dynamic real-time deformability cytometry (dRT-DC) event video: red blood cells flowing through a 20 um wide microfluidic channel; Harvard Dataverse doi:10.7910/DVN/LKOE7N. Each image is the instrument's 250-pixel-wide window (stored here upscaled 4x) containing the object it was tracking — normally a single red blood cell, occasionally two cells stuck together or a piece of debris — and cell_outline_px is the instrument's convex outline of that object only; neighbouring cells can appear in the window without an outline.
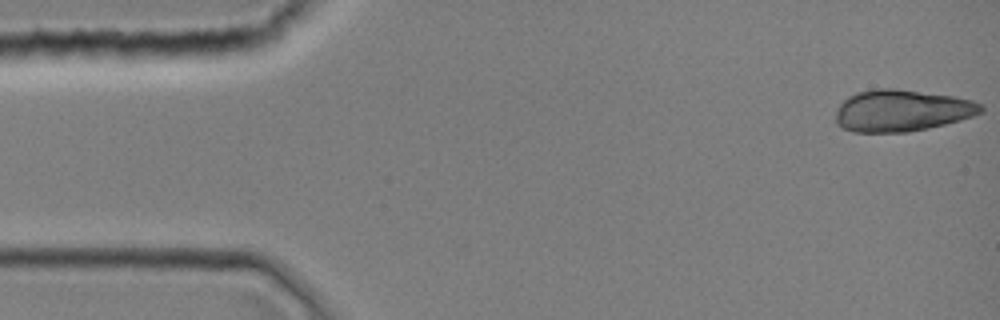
{"species": "common noctule bat (a hibernating species)", "species_latin": "Nyctalus noctula", "temperature_condition": "room temperature", "stored_images_in_passage": 38, "segment_of_instrument_passage": [1, 2], "camera_frame_rate_fps": 3000, "um_per_image_px": 0.085, "animal": {"sex": "female", "body_mass_g": 19.0, "forearm_length_mm": 51.5}, "frame": {"image": 1, "passage_image": 1, "time_ms": 0.0, "image_size_px": [1000, 320], "cell_outline_px": [[984, 112], [960, 120], [928, 128], [908, 132], [852, 132], [836, 124], [836, 112], [840, 104], [848, 96], [856, 92], [876, 88], [896, 88], [952, 96], [972, 100], [984, 104]], "centroid_in_image_um": [76.66, 9.39], "position_along_channel_um": 8.3, "area_um2": 35.49}}